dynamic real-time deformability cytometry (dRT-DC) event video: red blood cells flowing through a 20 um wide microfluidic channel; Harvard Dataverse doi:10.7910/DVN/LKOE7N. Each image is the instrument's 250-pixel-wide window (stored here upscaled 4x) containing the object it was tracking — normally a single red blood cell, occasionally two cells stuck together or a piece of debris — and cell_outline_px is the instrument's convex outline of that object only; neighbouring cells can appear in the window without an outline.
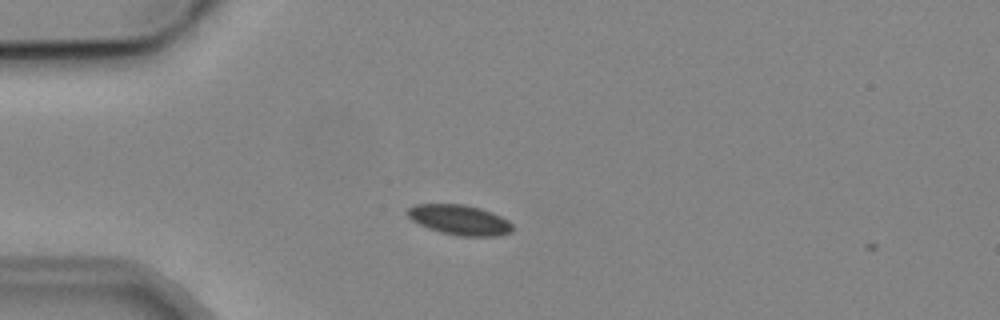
{"species": "common noctule bat (a hibernating species)", "species_latin": "Nyctalus noctula", "temperature_condition": "cold", "stored_images_in_passage": 3, "camera_frame_rate_fps": 3000, "um_per_image_px": 0.085, "animal": {"sex": "male", "body_mass_g": 19.2, "forearm_length_mm": 51.8}, "frame": {"image": 1, "passage_image": 3, "time_ms": 2.0, "image_size_px": [1000, 320], "cell_outline_px": [[512, 232], [496, 236], [460, 236], [440, 232], [428, 228], [412, 220], [408, 216], [408, 208], [416, 204], [464, 204], [480, 208], [492, 212], [508, 220], [512, 224]], "centroid_in_image_um": [39.08, 18.69], "position_along_channel_um": 45.9, "area_um2": 18.32}}